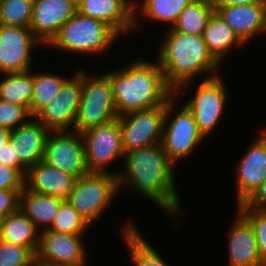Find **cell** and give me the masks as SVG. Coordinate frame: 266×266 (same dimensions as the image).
Segmentation results:
<instances>
[{"mask_svg":"<svg viewBox=\"0 0 266 266\" xmlns=\"http://www.w3.org/2000/svg\"><path fill=\"white\" fill-rule=\"evenodd\" d=\"M10 130L0 127V149L10 140Z\"/></svg>","mask_w":266,"mask_h":266,"instance_id":"cell-40","label":"cell"},{"mask_svg":"<svg viewBox=\"0 0 266 266\" xmlns=\"http://www.w3.org/2000/svg\"><path fill=\"white\" fill-rule=\"evenodd\" d=\"M0 241H1V221H0Z\"/></svg>","mask_w":266,"mask_h":266,"instance_id":"cell-41","label":"cell"},{"mask_svg":"<svg viewBox=\"0 0 266 266\" xmlns=\"http://www.w3.org/2000/svg\"><path fill=\"white\" fill-rule=\"evenodd\" d=\"M123 163L124 169L115 171L119 191L133 190L154 202L165 214L171 215V219L182 216V202L176 188V164L161 143L125 152Z\"/></svg>","mask_w":266,"mask_h":266,"instance_id":"cell-1","label":"cell"},{"mask_svg":"<svg viewBox=\"0 0 266 266\" xmlns=\"http://www.w3.org/2000/svg\"><path fill=\"white\" fill-rule=\"evenodd\" d=\"M28 118V119H27ZM33 116L29 108L0 99V127L10 131L28 123Z\"/></svg>","mask_w":266,"mask_h":266,"instance_id":"cell-33","label":"cell"},{"mask_svg":"<svg viewBox=\"0 0 266 266\" xmlns=\"http://www.w3.org/2000/svg\"><path fill=\"white\" fill-rule=\"evenodd\" d=\"M237 210L253 227L259 254L261 259L266 263V209L237 208Z\"/></svg>","mask_w":266,"mask_h":266,"instance_id":"cell-34","label":"cell"},{"mask_svg":"<svg viewBox=\"0 0 266 266\" xmlns=\"http://www.w3.org/2000/svg\"><path fill=\"white\" fill-rule=\"evenodd\" d=\"M214 6L215 11L246 45L257 36L266 34V2Z\"/></svg>","mask_w":266,"mask_h":266,"instance_id":"cell-17","label":"cell"},{"mask_svg":"<svg viewBox=\"0 0 266 266\" xmlns=\"http://www.w3.org/2000/svg\"><path fill=\"white\" fill-rule=\"evenodd\" d=\"M23 189L0 190V220L19 208V196Z\"/></svg>","mask_w":266,"mask_h":266,"instance_id":"cell-36","label":"cell"},{"mask_svg":"<svg viewBox=\"0 0 266 266\" xmlns=\"http://www.w3.org/2000/svg\"><path fill=\"white\" fill-rule=\"evenodd\" d=\"M35 255L26 247L0 241V266H33Z\"/></svg>","mask_w":266,"mask_h":266,"instance_id":"cell-32","label":"cell"},{"mask_svg":"<svg viewBox=\"0 0 266 266\" xmlns=\"http://www.w3.org/2000/svg\"><path fill=\"white\" fill-rule=\"evenodd\" d=\"M237 208L266 209V177L254 193Z\"/></svg>","mask_w":266,"mask_h":266,"instance_id":"cell-38","label":"cell"},{"mask_svg":"<svg viewBox=\"0 0 266 266\" xmlns=\"http://www.w3.org/2000/svg\"><path fill=\"white\" fill-rule=\"evenodd\" d=\"M34 0H1L0 24L30 27Z\"/></svg>","mask_w":266,"mask_h":266,"instance_id":"cell-31","label":"cell"},{"mask_svg":"<svg viewBox=\"0 0 266 266\" xmlns=\"http://www.w3.org/2000/svg\"><path fill=\"white\" fill-rule=\"evenodd\" d=\"M63 201L62 198L33 192L24 186L19 196V209L41 231L51 226Z\"/></svg>","mask_w":266,"mask_h":266,"instance_id":"cell-23","label":"cell"},{"mask_svg":"<svg viewBox=\"0 0 266 266\" xmlns=\"http://www.w3.org/2000/svg\"><path fill=\"white\" fill-rule=\"evenodd\" d=\"M76 178L64 171L39 161L27 169L24 186L37 193L56 196L66 200L73 190Z\"/></svg>","mask_w":266,"mask_h":266,"instance_id":"cell-21","label":"cell"},{"mask_svg":"<svg viewBox=\"0 0 266 266\" xmlns=\"http://www.w3.org/2000/svg\"><path fill=\"white\" fill-rule=\"evenodd\" d=\"M133 3L134 0H77V12L108 23L123 36L134 31Z\"/></svg>","mask_w":266,"mask_h":266,"instance_id":"cell-18","label":"cell"},{"mask_svg":"<svg viewBox=\"0 0 266 266\" xmlns=\"http://www.w3.org/2000/svg\"><path fill=\"white\" fill-rule=\"evenodd\" d=\"M177 99L179 97L173 94L165 103V118L161 142L167 155L176 166L180 160L182 161L192 154L199 144L206 140L198 129L193 113L185 104L178 108L176 112L175 107L177 106L175 104L179 102L176 101Z\"/></svg>","mask_w":266,"mask_h":266,"instance_id":"cell-7","label":"cell"},{"mask_svg":"<svg viewBox=\"0 0 266 266\" xmlns=\"http://www.w3.org/2000/svg\"><path fill=\"white\" fill-rule=\"evenodd\" d=\"M166 30L159 44L157 62L166 84L176 96L183 90L185 93L200 75L205 76L204 79L218 76L220 64L209 53L203 35L183 34L173 28Z\"/></svg>","mask_w":266,"mask_h":266,"instance_id":"cell-2","label":"cell"},{"mask_svg":"<svg viewBox=\"0 0 266 266\" xmlns=\"http://www.w3.org/2000/svg\"><path fill=\"white\" fill-rule=\"evenodd\" d=\"M25 176L16 168L0 163V190L23 189Z\"/></svg>","mask_w":266,"mask_h":266,"instance_id":"cell-35","label":"cell"},{"mask_svg":"<svg viewBox=\"0 0 266 266\" xmlns=\"http://www.w3.org/2000/svg\"><path fill=\"white\" fill-rule=\"evenodd\" d=\"M214 5H242L257 2H266V0H213Z\"/></svg>","mask_w":266,"mask_h":266,"instance_id":"cell-39","label":"cell"},{"mask_svg":"<svg viewBox=\"0 0 266 266\" xmlns=\"http://www.w3.org/2000/svg\"><path fill=\"white\" fill-rule=\"evenodd\" d=\"M118 118L109 77L102 74H88L83 69V91L76 114L74 131L86 130L109 123Z\"/></svg>","mask_w":266,"mask_h":266,"instance_id":"cell-6","label":"cell"},{"mask_svg":"<svg viewBox=\"0 0 266 266\" xmlns=\"http://www.w3.org/2000/svg\"><path fill=\"white\" fill-rule=\"evenodd\" d=\"M152 62V63H151ZM141 58L119 69L106 71L109 77L117 116L163 106L174 94L166 84L157 60Z\"/></svg>","mask_w":266,"mask_h":266,"instance_id":"cell-3","label":"cell"},{"mask_svg":"<svg viewBox=\"0 0 266 266\" xmlns=\"http://www.w3.org/2000/svg\"><path fill=\"white\" fill-rule=\"evenodd\" d=\"M0 163L11 168H16L24 176L26 175L27 168L18 160L10 140L0 149Z\"/></svg>","mask_w":266,"mask_h":266,"instance_id":"cell-37","label":"cell"},{"mask_svg":"<svg viewBox=\"0 0 266 266\" xmlns=\"http://www.w3.org/2000/svg\"><path fill=\"white\" fill-rule=\"evenodd\" d=\"M196 87L194 96L184 104L193 113L200 133L205 139L216 130L225 112L227 103V86L220 76L202 79Z\"/></svg>","mask_w":266,"mask_h":266,"instance_id":"cell-9","label":"cell"},{"mask_svg":"<svg viewBox=\"0 0 266 266\" xmlns=\"http://www.w3.org/2000/svg\"><path fill=\"white\" fill-rule=\"evenodd\" d=\"M0 221L1 240L26 247L35 255L39 230L21 209L18 208Z\"/></svg>","mask_w":266,"mask_h":266,"instance_id":"cell-25","label":"cell"},{"mask_svg":"<svg viewBox=\"0 0 266 266\" xmlns=\"http://www.w3.org/2000/svg\"><path fill=\"white\" fill-rule=\"evenodd\" d=\"M91 225L64 200L55 216L51 226L47 230L73 235H86Z\"/></svg>","mask_w":266,"mask_h":266,"instance_id":"cell-30","label":"cell"},{"mask_svg":"<svg viewBox=\"0 0 266 266\" xmlns=\"http://www.w3.org/2000/svg\"><path fill=\"white\" fill-rule=\"evenodd\" d=\"M84 235L39 231L35 263L38 266H79L88 259Z\"/></svg>","mask_w":266,"mask_h":266,"instance_id":"cell-11","label":"cell"},{"mask_svg":"<svg viewBox=\"0 0 266 266\" xmlns=\"http://www.w3.org/2000/svg\"><path fill=\"white\" fill-rule=\"evenodd\" d=\"M191 1L192 0H141L138 2V0H134V31L142 26L140 25V17H143L142 19H146V21L150 19L151 21L160 22V24L165 23L168 29L172 28L176 24L180 13Z\"/></svg>","mask_w":266,"mask_h":266,"instance_id":"cell-24","label":"cell"},{"mask_svg":"<svg viewBox=\"0 0 266 266\" xmlns=\"http://www.w3.org/2000/svg\"><path fill=\"white\" fill-rule=\"evenodd\" d=\"M49 134L50 131L34 117L10 132L15 155L27 169L44 159Z\"/></svg>","mask_w":266,"mask_h":266,"instance_id":"cell-20","label":"cell"},{"mask_svg":"<svg viewBox=\"0 0 266 266\" xmlns=\"http://www.w3.org/2000/svg\"><path fill=\"white\" fill-rule=\"evenodd\" d=\"M40 45L30 28L0 24V74L31 70V54Z\"/></svg>","mask_w":266,"mask_h":266,"instance_id":"cell-14","label":"cell"},{"mask_svg":"<svg viewBox=\"0 0 266 266\" xmlns=\"http://www.w3.org/2000/svg\"><path fill=\"white\" fill-rule=\"evenodd\" d=\"M236 215L228 230V266H266L259 254L253 227L238 210Z\"/></svg>","mask_w":266,"mask_h":266,"instance_id":"cell-19","label":"cell"},{"mask_svg":"<svg viewBox=\"0 0 266 266\" xmlns=\"http://www.w3.org/2000/svg\"><path fill=\"white\" fill-rule=\"evenodd\" d=\"M262 132V133H260ZM251 142L235 165L236 206L243 204L266 177V129Z\"/></svg>","mask_w":266,"mask_h":266,"instance_id":"cell-15","label":"cell"},{"mask_svg":"<svg viewBox=\"0 0 266 266\" xmlns=\"http://www.w3.org/2000/svg\"><path fill=\"white\" fill-rule=\"evenodd\" d=\"M89 172H112L108 168L124 159V148L118 118L81 133Z\"/></svg>","mask_w":266,"mask_h":266,"instance_id":"cell-8","label":"cell"},{"mask_svg":"<svg viewBox=\"0 0 266 266\" xmlns=\"http://www.w3.org/2000/svg\"><path fill=\"white\" fill-rule=\"evenodd\" d=\"M214 11L213 0H192L180 13L172 28L183 34L203 35L207 22Z\"/></svg>","mask_w":266,"mask_h":266,"instance_id":"cell-28","label":"cell"},{"mask_svg":"<svg viewBox=\"0 0 266 266\" xmlns=\"http://www.w3.org/2000/svg\"><path fill=\"white\" fill-rule=\"evenodd\" d=\"M33 72L31 70L5 73L0 80V99L29 108L33 95Z\"/></svg>","mask_w":266,"mask_h":266,"instance_id":"cell-27","label":"cell"},{"mask_svg":"<svg viewBox=\"0 0 266 266\" xmlns=\"http://www.w3.org/2000/svg\"><path fill=\"white\" fill-rule=\"evenodd\" d=\"M165 104L118 117L124 153L162 142Z\"/></svg>","mask_w":266,"mask_h":266,"instance_id":"cell-12","label":"cell"},{"mask_svg":"<svg viewBox=\"0 0 266 266\" xmlns=\"http://www.w3.org/2000/svg\"><path fill=\"white\" fill-rule=\"evenodd\" d=\"M133 221H126L123 224L121 236L126 242L129 250L131 262L134 266H170L163 257L154 249L145 237L141 235V231L137 229V225Z\"/></svg>","mask_w":266,"mask_h":266,"instance_id":"cell-26","label":"cell"},{"mask_svg":"<svg viewBox=\"0 0 266 266\" xmlns=\"http://www.w3.org/2000/svg\"><path fill=\"white\" fill-rule=\"evenodd\" d=\"M203 38L209 53L219 64L224 62V59L228 57V52H231L233 48L246 46L216 11L207 22Z\"/></svg>","mask_w":266,"mask_h":266,"instance_id":"cell-22","label":"cell"},{"mask_svg":"<svg viewBox=\"0 0 266 266\" xmlns=\"http://www.w3.org/2000/svg\"><path fill=\"white\" fill-rule=\"evenodd\" d=\"M77 12V0H34L30 29L45 48Z\"/></svg>","mask_w":266,"mask_h":266,"instance_id":"cell-16","label":"cell"},{"mask_svg":"<svg viewBox=\"0 0 266 266\" xmlns=\"http://www.w3.org/2000/svg\"><path fill=\"white\" fill-rule=\"evenodd\" d=\"M118 175L88 172L76 179L66 201L92 226L119 193Z\"/></svg>","mask_w":266,"mask_h":266,"instance_id":"cell-5","label":"cell"},{"mask_svg":"<svg viewBox=\"0 0 266 266\" xmlns=\"http://www.w3.org/2000/svg\"><path fill=\"white\" fill-rule=\"evenodd\" d=\"M119 36L121 35L108 23L76 12L60 27L46 47L69 51L70 54L100 57L113 47Z\"/></svg>","mask_w":266,"mask_h":266,"instance_id":"cell-4","label":"cell"},{"mask_svg":"<svg viewBox=\"0 0 266 266\" xmlns=\"http://www.w3.org/2000/svg\"><path fill=\"white\" fill-rule=\"evenodd\" d=\"M69 79L59 73H33V95L30 101V113L35 117L60 92L64 83Z\"/></svg>","mask_w":266,"mask_h":266,"instance_id":"cell-29","label":"cell"},{"mask_svg":"<svg viewBox=\"0 0 266 266\" xmlns=\"http://www.w3.org/2000/svg\"><path fill=\"white\" fill-rule=\"evenodd\" d=\"M83 91V69L79 68L62 86L58 95L34 117L50 132L74 131Z\"/></svg>","mask_w":266,"mask_h":266,"instance_id":"cell-10","label":"cell"},{"mask_svg":"<svg viewBox=\"0 0 266 266\" xmlns=\"http://www.w3.org/2000/svg\"><path fill=\"white\" fill-rule=\"evenodd\" d=\"M43 161L76 179L87 174L82 134L73 130L50 132Z\"/></svg>","mask_w":266,"mask_h":266,"instance_id":"cell-13","label":"cell"}]
</instances>
